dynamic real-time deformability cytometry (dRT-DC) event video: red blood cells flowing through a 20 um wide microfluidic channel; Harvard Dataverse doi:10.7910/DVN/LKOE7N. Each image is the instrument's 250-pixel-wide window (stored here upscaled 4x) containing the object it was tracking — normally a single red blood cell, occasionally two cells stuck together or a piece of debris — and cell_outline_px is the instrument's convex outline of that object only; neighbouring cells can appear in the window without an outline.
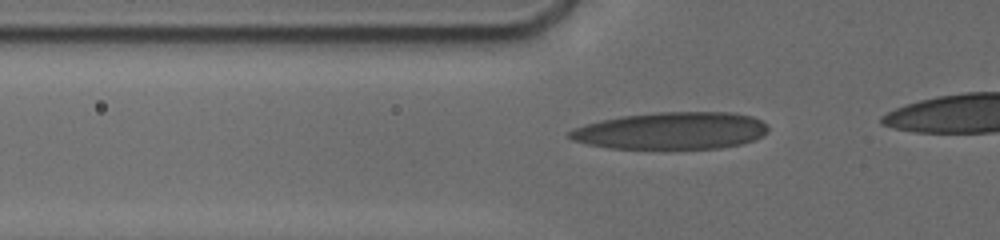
{"species": "human", "species_latin": "Homo sapiens", "temperature_condition": "cold", "stored_images_in_passage": 43, "camera_frame_rate_fps": 3000, "um_per_image_px": 0.085, "donor": {"sex": "male"}, "frame": {"image": 1, "passage_image": 17, "time_ms": 5.333, "image_size_px": [1000, 240], "cell_outline_px": [[768, 132], [764, 136], [740, 144], [720, 148], [608, 148], [588, 144], [572, 140], [568, 136], [568, 132], [584, 124], [600, 120], [624, 116], [660, 112], [732, 112], [752, 116], [768, 124]], "centroid_in_image_um": [57.1, 11.1], "position_along_channel_um": 68.7, "area_um2": 42.89}}
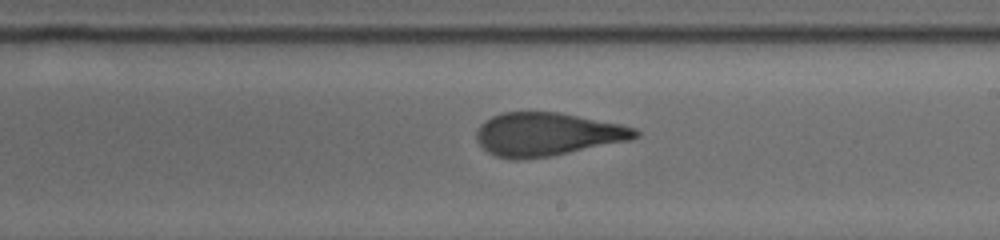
{"frame": {"image": 2, "passage_image": 28, "time_ms": 10.0, "image_size_px": [1000, 240], "cell_outline_px": [[640, 136], [632, 140], [552, 156], [516, 160], [512, 160], [496, 156], [488, 152], [476, 140], [476, 132], [480, 124], [492, 116], [500, 112], [560, 112], [620, 124], [636, 128], [640, 132]], "centroid_in_image_um": [46.53, 11.42], "position_along_channel_um": 242.5, "area_um2": 40.34}}
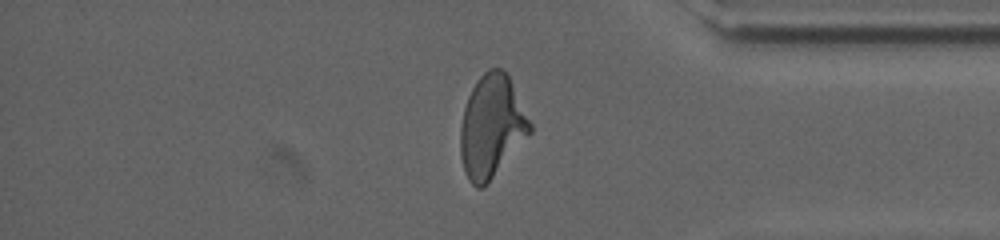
{"frame": {"image": 3, "passage_image": 42, "time_ms": 14.333, "image_size_px": [1000, 240], "cell_outline_px": [[532, 132], [492, 176], [480, 188], [476, 188], [468, 180], [460, 156], [460, 128], [464, 108], [468, 96], [476, 80], [488, 68], [500, 68], [508, 72], [532, 124]], "centroid_in_image_um": [41.79, 10.68], "position_along_channel_um": 393.4, "area_um2": 41.27}}